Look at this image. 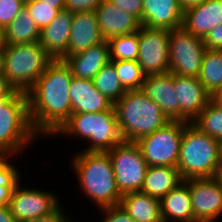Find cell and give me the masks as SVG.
Here are the masks:
<instances>
[{
	"label": "cell",
	"mask_w": 222,
	"mask_h": 222,
	"mask_svg": "<svg viewBox=\"0 0 222 222\" xmlns=\"http://www.w3.org/2000/svg\"><path fill=\"white\" fill-rule=\"evenodd\" d=\"M72 78L66 62L53 59L27 92L29 116L38 137L54 135L69 119Z\"/></svg>",
	"instance_id": "obj_1"
},
{
	"label": "cell",
	"mask_w": 222,
	"mask_h": 222,
	"mask_svg": "<svg viewBox=\"0 0 222 222\" xmlns=\"http://www.w3.org/2000/svg\"><path fill=\"white\" fill-rule=\"evenodd\" d=\"M72 157L70 166L74 170L83 196L93 201L99 210L119 205L122 194L117 187L108 152L78 151Z\"/></svg>",
	"instance_id": "obj_2"
},
{
	"label": "cell",
	"mask_w": 222,
	"mask_h": 222,
	"mask_svg": "<svg viewBox=\"0 0 222 222\" xmlns=\"http://www.w3.org/2000/svg\"><path fill=\"white\" fill-rule=\"evenodd\" d=\"M114 109L123 141L136 142L170 122L159 105L141 89L126 91L114 103Z\"/></svg>",
	"instance_id": "obj_3"
},
{
	"label": "cell",
	"mask_w": 222,
	"mask_h": 222,
	"mask_svg": "<svg viewBox=\"0 0 222 222\" xmlns=\"http://www.w3.org/2000/svg\"><path fill=\"white\" fill-rule=\"evenodd\" d=\"M176 167L182 180L217 177L221 169L219 142L187 123Z\"/></svg>",
	"instance_id": "obj_4"
},
{
	"label": "cell",
	"mask_w": 222,
	"mask_h": 222,
	"mask_svg": "<svg viewBox=\"0 0 222 222\" xmlns=\"http://www.w3.org/2000/svg\"><path fill=\"white\" fill-rule=\"evenodd\" d=\"M38 134L33 130L27 93L15 92L11 97H0V156L23 154Z\"/></svg>",
	"instance_id": "obj_5"
},
{
	"label": "cell",
	"mask_w": 222,
	"mask_h": 222,
	"mask_svg": "<svg viewBox=\"0 0 222 222\" xmlns=\"http://www.w3.org/2000/svg\"><path fill=\"white\" fill-rule=\"evenodd\" d=\"M55 135L88 141L89 145L79 151L107 152L123 141L114 107L102 112L71 114Z\"/></svg>",
	"instance_id": "obj_6"
},
{
	"label": "cell",
	"mask_w": 222,
	"mask_h": 222,
	"mask_svg": "<svg viewBox=\"0 0 222 222\" xmlns=\"http://www.w3.org/2000/svg\"><path fill=\"white\" fill-rule=\"evenodd\" d=\"M53 58L39 42L4 45V77L17 92L27 93Z\"/></svg>",
	"instance_id": "obj_7"
},
{
	"label": "cell",
	"mask_w": 222,
	"mask_h": 222,
	"mask_svg": "<svg viewBox=\"0 0 222 222\" xmlns=\"http://www.w3.org/2000/svg\"><path fill=\"white\" fill-rule=\"evenodd\" d=\"M186 124L187 122L170 121L164 127L136 141L148 166H177Z\"/></svg>",
	"instance_id": "obj_8"
},
{
	"label": "cell",
	"mask_w": 222,
	"mask_h": 222,
	"mask_svg": "<svg viewBox=\"0 0 222 222\" xmlns=\"http://www.w3.org/2000/svg\"><path fill=\"white\" fill-rule=\"evenodd\" d=\"M107 152L119 192L124 195L141 191L148 165L136 142L122 141Z\"/></svg>",
	"instance_id": "obj_9"
},
{
	"label": "cell",
	"mask_w": 222,
	"mask_h": 222,
	"mask_svg": "<svg viewBox=\"0 0 222 222\" xmlns=\"http://www.w3.org/2000/svg\"><path fill=\"white\" fill-rule=\"evenodd\" d=\"M205 51L203 38L195 36L183 26L170 30L169 72L179 76L198 77Z\"/></svg>",
	"instance_id": "obj_10"
},
{
	"label": "cell",
	"mask_w": 222,
	"mask_h": 222,
	"mask_svg": "<svg viewBox=\"0 0 222 222\" xmlns=\"http://www.w3.org/2000/svg\"><path fill=\"white\" fill-rule=\"evenodd\" d=\"M170 30L141 26L137 62L145 75L169 72Z\"/></svg>",
	"instance_id": "obj_11"
},
{
	"label": "cell",
	"mask_w": 222,
	"mask_h": 222,
	"mask_svg": "<svg viewBox=\"0 0 222 222\" xmlns=\"http://www.w3.org/2000/svg\"><path fill=\"white\" fill-rule=\"evenodd\" d=\"M20 185L21 182L14 188L8 204L17 222L46 216L63 205L58 196L48 190L26 188V186L22 188Z\"/></svg>",
	"instance_id": "obj_12"
},
{
	"label": "cell",
	"mask_w": 222,
	"mask_h": 222,
	"mask_svg": "<svg viewBox=\"0 0 222 222\" xmlns=\"http://www.w3.org/2000/svg\"><path fill=\"white\" fill-rule=\"evenodd\" d=\"M196 222H216L222 216V184L217 177L189 179Z\"/></svg>",
	"instance_id": "obj_13"
},
{
	"label": "cell",
	"mask_w": 222,
	"mask_h": 222,
	"mask_svg": "<svg viewBox=\"0 0 222 222\" xmlns=\"http://www.w3.org/2000/svg\"><path fill=\"white\" fill-rule=\"evenodd\" d=\"M174 88L179 103V121L191 123L210 101V93L198 77L174 74Z\"/></svg>",
	"instance_id": "obj_14"
},
{
	"label": "cell",
	"mask_w": 222,
	"mask_h": 222,
	"mask_svg": "<svg viewBox=\"0 0 222 222\" xmlns=\"http://www.w3.org/2000/svg\"><path fill=\"white\" fill-rule=\"evenodd\" d=\"M98 27L104 41L121 35H129L138 32L140 21L128 13L113 5L110 1L104 0L95 9Z\"/></svg>",
	"instance_id": "obj_15"
},
{
	"label": "cell",
	"mask_w": 222,
	"mask_h": 222,
	"mask_svg": "<svg viewBox=\"0 0 222 222\" xmlns=\"http://www.w3.org/2000/svg\"><path fill=\"white\" fill-rule=\"evenodd\" d=\"M141 91L159 105L169 121H179V103L174 88V74L146 75Z\"/></svg>",
	"instance_id": "obj_16"
},
{
	"label": "cell",
	"mask_w": 222,
	"mask_h": 222,
	"mask_svg": "<svg viewBox=\"0 0 222 222\" xmlns=\"http://www.w3.org/2000/svg\"><path fill=\"white\" fill-rule=\"evenodd\" d=\"M103 41L95 10L75 12L67 52L60 59L64 60Z\"/></svg>",
	"instance_id": "obj_17"
},
{
	"label": "cell",
	"mask_w": 222,
	"mask_h": 222,
	"mask_svg": "<svg viewBox=\"0 0 222 222\" xmlns=\"http://www.w3.org/2000/svg\"><path fill=\"white\" fill-rule=\"evenodd\" d=\"M183 19L179 0H143L141 26L173 30L183 26Z\"/></svg>",
	"instance_id": "obj_18"
},
{
	"label": "cell",
	"mask_w": 222,
	"mask_h": 222,
	"mask_svg": "<svg viewBox=\"0 0 222 222\" xmlns=\"http://www.w3.org/2000/svg\"><path fill=\"white\" fill-rule=\"evenodd\" d=\"M71 114L110 110L114 103L98 91L92 79L73 77L70 84Z\"/></svg>",
	"instance_id": "obj_19"
},
{
	"label": "cell",
	"mask_w": 222,
	"mask_h": 222,
	"mask_svg": "<svg viewBox=\"0 0 222 222\" xmlns=\"http://www.w3.org/2000/svg\"><path fill=\"white\" fill-rule=\"evenodd\" d=\"M73 18V12L60 10L57 17L40 30L39 43L53 59H60L67 52Z\"/></svg>",
	"instance_id": "obj_20"
},
{
	"label": "cell",
	"mask_w": 222,
	"mask_h": 222,
	"mask_svg": "<svg viewBox=\"0 0 222 222\" xmlns=\"http://www.w3.org/2000/svg\"><path fill=\"white\" fill-rule=\"evenodd\" d=\"M222 24V0H207L184 11L183 27L204 38L210 30Z\"/></svg>",
	"instance_id": "obj_21"
},
{
	"label": "cell",
	"mask_w": 222,
	"mask_h": 222,
	"mask_svg": "<svg viewBox=\"0 0 222 222\" xmlns=\"http://www.w3.org/2000/svg\"><path fill=\"white\" fill-rule=\"evenodd\" d=\"M64 61L73 77L93 79L103 66L111 61L109 43L103 41L85 51L66 57Z\"/></svg>",
	"instance_id": "obj_22"
},
{
	"label": "cell",
	"mask_w": 222,
	"mask_h": 222,
	"mask_svg": "<svg viewBox=\"0 0 222 222\" xmlns=\"http://www.w3.org/2000/svg\"><path fill=\"white\" fill-rule=\"evenodd\" d=\"M161 217L164 222H196L194 220L189 179L183 180L160 199Z\"/></svg>",
	"instance_id": "obj_23"
},
{
	"label": "cell",
	"mask_w": 222,
	"mask_h": 222,
	"mask_svg": "<svg viewBox=\"0 0 222 222\" xmlns=\"http://www.w3.org/2000/svg\"><path fill=\"white\" fill-rule=\"evenodd\" d=\"M120 205L135 222H163L160 199L141 191L122 195Z\"/></svg>",
	"instance_id": "obj_24"
},
{
	"label": "cell",
	"mask_w": 222,
	"mask_h": 222,
	"mask_svg": "<svg viewBox=\"0 0 222 222\" xmlns=\"http://www.w3.org/2000/svg\"><path fill=\"white\" fill-rule=\"evenodd\" d=\"M182 181L177 167L148 166L141 192L161 199Z\"/></svg>",
	"instance_id": "obj_25"
},
{
	"label": "cell",
	"mask_w": 222,
	"mask_h": 222,
	"mask_svg": "<svg viewBox=\"0 0 222 222\" xmlns=\"http://www.w3.org/2000/svg\"><path fill=\"white\" fill-rule=\"evenodd\" d=\"M40 29L24 7L18 16L3 30L4 45L39 42Z\"/></svg>",
	"instance_id": "obj_26"
},
{
	"label": "cell",
	"mask_w": 222,
	"mask_h": 222,
	"mask_svg": "<svg viewBox=\"0 0 222 222\" xmlns=\"http://www.w3.org/2000/svg\"><path fill=\"white\" fill-rule=\"evenodd\" d=\"M198 79L210 94L222 86V50L206 49Z\"/></svg>",
	"instance_id": "obj_27"
},
{
	"label": "cell",
	"mask_w": 222,
	"mask_h": 222,
	"mask_svg": "<svg viewBox=\"0 0 222 222\" xmlns=\"http://www.w3.org/2000/svg\"><path fill=\"white\" fill-rule=\"evenodd\" d=\"M92 80L95 88L113 103L117 102L126 93L111 61L104 65Z\"/></svg>",
	"instance_id": "obj_28"
},
{
	"label": "cell",
	"mask_w": 222,
	"mask_h": 222,
	"mask_svg": "<svg viewBox=\"0 0 222 222\" xmlns=\"http://www.w3.org/2000/svg\"><path fill=\"white\" fill-rule=\"evenodd\" d=\"M201 132L218 142L222 141V108L208 102L199 115L191 122Z\"/></svg>",
	"instance_id": "obj_29"
},
{
	"label": "cell",
	"mask_w": 222,
	"mask_h": 222,
	"mask_svg": "<svg viewBox=\"0 0 222 222\" xmlns=\"http://www.w3.org/2000/svg\"><path fill=\"white\" fill-rule=\"evenodd\" d=\"M11 158L13 156H0V206L9 204L14 188L21 182L20 170Z\"/></svg>",
	"instance_id": "obj_30"
},
{
	"label": "cell",
	"mask_w": 222,
	"mask_h": 222,
	"mask_svg": "<svg viewBox=\"0 0 222 222\" xmlns=\"http://www.w3.org/2000/svg\"><path fill=\"white\" fill-rule=\"evenodd\" d=\"M108 43L111 61L137 60L139 51V31L133 34L111 38Z\"/></svg>",
	"instance_id": "obj_31"
},
{
	"label": "cell",
	"mask_w": 222,
	"mask_h": 222,
	"mask_svg": "<svg viewBox=\"0 0 222 222\" xmlns=\"http://www.w3.org/2000/svg\"><path fill=\"white\" fill-rule=\"evenodd\" d=\"M111 62L114 64L121 85L126 91L141 89L146 75L143 73L137 60H115Z\"/></svg>",
	"instance_id": "obj_32"
},
{
	"label": "cell",
	"mask_w": 222,
	"mask_h": 222,
	"mask_svg": "<svg viewBox=\"0 0 222 222\" xmlns=\"http://www.w3.org/2000/svg\"><path fill=\"white\" fill-rule=\"evenodd\" d=\"M24 7L40 30L50 24L60 10L65 9L64 4H48L40 0L29 1Z\"/></svg>",
	"instance_id": "obj_33"
},
{
	"label": "cell",
	"mask_w": 222,
	"mask_h": 222,
	"mask_svg": "<svg viewBox=\"0 0 222 222\" xmlns=\"http://www.w3.org/2000/svg\"><path fill=\"white\" fill-rule=\"evenodd\" d=\"M22 0H0V28L4 30L24 8Z\"/></svg>",
	"instance_id": "obj_34"
},
{
	"label": "cell",
	"mask_w": 222,
	"mask_h": 222,
	"mask_svg": "<svg viewBox=\"0 0 222 222\" xmlns=\"http://www.w3.org/2000/svg\"><path fill=\"white\" fill-rule=\"evenodd\" d=\"M100 209L104 217L98 222H135L120 204Z\"/></svg>",
	"instance_id": "obj_35"
},
{
	"label": "cell",
	"mask_w": 222,
	"mask_h": 222,
	"mask_svg": "<svg viewBox=\"0 0 222 222\" xmlns=\"http://www.w3.org/2000/svg\"><path fill=\"white\" fill-rule=\"evenodd\" d=\"M113 5L122 8L142 23L143 0H108Z\"/></svg>",
	"instance_id": "obj_36"
},
{
	"label": "cell",
	"mask_w": 222,
	"mask_h": 222,
	"mask_svg": "<svg viewBox=\"0 0 222 222\" xmlns=\"http://www.w3.org/2000/svg\"><path fill=\"white\" fill-rule=\"evenodd\" d=\"M104 0H64L65 9L70 12H85L95 10Z\"/></svg>",
	"instance_id": "obj_37"
},
{
	"label": "cell",
	"mask_w": 222,
	"mask_h": 222,
	"mask_svg": "<svg viewBox=\"0 0 222 222\" xmlns=\"http://www.w3.org/2000/svg\"><path fill=\"white\" fill-rule=\"evenodd\" d=\"M206 49L209 50H222V24L214 27L203 38Z\"/></svg>",
	"instance_id": "obj_38"
},
{
	"label": "cell",
	"mask_w": 222,
	"mask_h": 222,
	"mask_svg": "<svg viewBox=\"0 0 222 222\" xmlns=\"http://www.w3.org/2000/svg\"><path fill=\"white\" fill-rule=\"evenodd\" d=\"M61 205L54 213L48 214L42 217H36L33 219L26 220L24 222H74L75 219H69L64 212L65 209ZM76 222H78L76 220Z\"/></svg>",
	"instance_id": "obj_39"
},
{
	"label": "cell",
	"mask_w": 222,
	"mask_h": 222,
	"mask_svg": "<svg viewBox=\"0 0 222 222\" xmlns=\"http://www.w3.org/2000/svg\"><path fill=\"white\" fill-rule=\"evenodd\" d=\"M16 91L7 83L4 74H0V97H11Z\"/></svg>",
	"instance_id": "obj_40"
},
{
	"label": "cell",
	"mask_w": 222,
	"mask_h": 222,
	"mask_svg": "<svg viewBox=\"0 0 222 222\" xmlns=\"http://www.w3.org/2000/svg\"><path fill=\"white\" fill-rule=\"evenodd\" d=\"M0 222H17L10 212L8 205L0 206Z\"/></svg>",
	"instance_id": "obj_41"
},
{
	"label": "cell",
	"mask_w": 222,
	"mask_h": 222,
	"mask_svg": "<svg viewBox=\"0 0 222 222\" xmlns=\"http://www.w3.org/2000/svg\"><path fill=\"white\" fill-rule=\"evenodd\" d=\"M210 102L222 108V86L218 87L210 94Z\"/></svg>",
	"instance_id": "obj_42"
},
{
	"label": "cell",
	"mask_w": 222,
	"mask_h": 222,
	"mask_svg": "<svg viewBox=\"0 0 222 222\" xmlns=\"http://www.w3.org/2000/svg\"><path fill=\"white\" fill-rule=\"evenodd\" d=\"M207 0H179V3L182 7V9L185 11L186 9L202 4L203 2H205Z\"/></svg>",
	"instance_id": "obj_43"
},
{
	"label": "cell",
	"mask_w": 222,
	"mask_h": 222,
	"mask_svg": "<svg viewBox=\"0 0 222 222\" xmlns=\"http://www.w3.org/2000/svg\"><path fill=\"white\" fill-rule=\"evenodd\" d=\"M4 72V46L0 49V74Z\"/></svg>",
	"instance_id": "obj_44"
},
{
	"label": "cell",
	"mask_w": 222,
	"mask_h": 222,
	"mask_svg": "<svg viewBox=\"0 0 222 222\" xmlns=\"http://www.w3.org/2000/svg\"><path fill=\"white\" fill-rule=\"evenodd\" d=\"M48 4H64V0H40Z\"/></svg>",
	"instance_id": "obj_45"
},
{
	"label": "cell",
	"mask_w": 222,
	"mask_h": 222,
	"mask_svg": "<svg viewBox=\"0 0 222 222\" xmlns=\"http://www.w3.org/2000/svg\"><path fill=\"white\" fill-rule=\"evenodd\" d=\"M4 46L3 43V30L0 28V49Z\"/></svg>",
	"instance_id": "obj_46"
},
{
	"label": "cell",
	"mask_w": 222,
	"mask_h": 222,
	"mask_svg": "<svg viewBox=\"0 0 222 222\" xmlns=\"http://www.w3.org/2000/svg\"><path fill=\"white\" fill-rule=\"evenodd\" d=\"M219 150H220V163H221V168H222V141L219 142Z\"/></svg>",
	"instance_id": "obj_47"
},
{
	"label": "cell",
	"mask_w": 222,
	"mask_h": 222,
	"mask_svg": "<svg viewBox=\"0 0 222 222\" xmlns=\"http://www.w3.org/2000/svg\"><path fill=\"white\" fill-rule=\"evenodd\" d=\"M218 180L221 182L222 184V168L220 169L218 175H217Z\"/></svg>",
	"instance_id": "obj_48"
},
{
	"label": "cell",
	"mask_w": 222,
	"mask_h": 222,
	"mask_svg": "<svg viewBox=\"0 0 222 222\" xmlns=\"http://www.w3.org/2000/svg\"><path fill=\"white\" fill-rule=\"evenodd\" d=\"M24 3H27V2H29V1H32V0H22Z\"/></svg>",
	"instance_id": "obj_49"
}]
</instances>
